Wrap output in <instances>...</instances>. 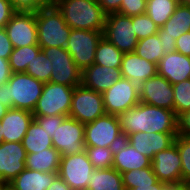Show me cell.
Instances as JSON below:
<instances>
[{"instance_id": "cell-1", "label": "cell", "mask_w": 190, "mask_h": 190, "mask_svg": "<svg viewBox=\"0 0 190 190\" xmlns=\"http://www.w3.org/2000/svg\"><path fill=\"white\" fill-rule=\"evenodd\" d=\"M117 117L125 139L137 132L178 133L177 116L174 111L147 103L139 102Z\"/></svg>"}, {"instance_id": "cell-2", "label": "cell", "mask_w": 190, "mask_h": 190, "mask_svg": "<svg viewBox=\"0 0 190 190\" xmlns=\"http://www.w3.org/2000/svg\"><path fill=\"white\" fill-rule=\"evenodd\" d=\"M71 29L104 31L106 14L97 0H54Z\"/></svg>"}, {"instance_id": "cell-3", "label": "cell", "mask_w": 190, "mask_h": 190, "mask_svg": "<svg viewBox=\"0 0 190 190\" xmlns=\"http://www.w3.org/2000/svg\"><path fill=\"white\" fill-rule=\"evenodd\" d=\"M36 24L40 47L66 48L72 29L54 4L40 7L36 11Z\"/></svg>"}, {"instance_id": "cell-4", "label": "cell", "mask_w": 190, "mask_h": 190, "mask_svg": "<svg viewBox=\"0 0 190 190\" xmlns=\"http://www.w3.org/2000/svg\"><path fill=\"white\" fill-rule=\"evenodd\" d=\"M124 139L118 117L115 115L104 114L85 124V147L115 148Z\"/></svg>"}, {"instance_id": "cell-5", "label": "cell", "mask_w": 190, "mask_h": 190, "mask_svg": "<svg viewBox=\"0 0 190 190\" xmlns=\"http://www.w3.org/2000/svg\"><path fill=\"white\" fill-rule=\"evenodd\" d=\"M11 109H21L33 113L42 94L44 83L25 72L12 73L7 82Z\"/></svg>"}, {"instance_id": "cell-6", "label": "cell", "mask_w": 190, "mask_h": 190, "mask_svg": "<svg viewBox=\"0 0 190 190\" xmlns=\"http://www.w3.org/2000/svg\"><path fill=\"white\" fill-rule=\"evenodd\" d=\"M74 88L52 82L44 83L42 94L38 99L33 115L69 117Z\"/></svg>"}, {"instance_id": "cell-7", "label": "cell", "mask_w": 190, "mask_h": 190, "mask_svg": "<svg viewBox=\"0 0 190 190\" xmlns=\"http://www.w3.org/2000/svg\"><path fill=\"white\" fill-rule=\"evenodd\" d=\"M41 50L52 63L50 82L71 87L82 85V70L65 48L52 46Z\"/></svg>"}, {"instance_id": "cell-8", "label": "cell", "mask_w": 190, "mask_h": 190, "mask_svg": "<svg viewBox=\"0 0 190 190\" xmlns=\"http://www.w3.org/2000/svg\"><path fill=\"white\" fill-rule=\"evenodd\" d=\"M104 114L106 111L102 93L88 89L83 85L74 88L69 117L86 124L95 121Z\"/></svg>"}, {"instance_id": "cell-9", "label": "cell", "mask_w": 190, "mask_h": 190, "mask_svg": "<svg viewBox=\"0 0 190 190\" xmlns=\"http://www.w3.org/2000/svg\"><path fill=\"white\" fill-rule=\"evenodd\" d=\"M102 37L103 31L71 30L65 49L82 71L94 63L95 51Z\"/></svg>"}, {"instance_id": "cell-10", "label": "cell", "mask_w": 190, "mask_h": 190, "mask_svg": "<svg viewBox=\"0 0 190 190\" xmlns=\"http://www.w3.org/2000/svg\"><path fill=\"white\" fill-rule=\"evenodd\" d=\"M94 170L86 151L61 156L58 175L73 190H86Z\"/></svg>"}, {"instance_id": "cell-11", "label": "cell", "mask_w": 190, "mask_h": 190, "mask_svg": "<svg viewBox=\"0 0 190 190\" xmlns=\"http://www.w3.org/2000/svg\"><path fill=\"white\" fill-rule=\"evenodd\" d=\"M132 17L119 13L106 15L103 37L123 53L134 52L138 38L134 32Z\"/></svg>"}, {"instance_id": "cell-12", "label": "cell", "mask_w": 190, "mask_h": 190, "mask_svg": "<svg viewBox=\"0 0 190 190\" xmlns=\"http://www.w3.org/2000/svg\"><path fill=\"white\" fill-rule=\"evenodd\" d=\"M106 114L118 116L140 102L138 85L121 78L102 93Z\"/></svg>"}, {"instance_id": "cell-13", "label": "cell", "mask_w": 190, "mask_h": 190, "mask_svg": "<svg viewBox=\"0 0 190 190\" xmlns=\"http://www.w3.org/2000/svg\"><path fill=\"white\" fill-rule=\"evenodd\" d=\"M84 133V123L66 117L52 136L53 147L61 156L81 153L85 151Z\"/></svg>"}, {"instance_id": "cell-14", "label": "cell", "mask_w": 190, "mask_h": 190, "mask_svg": "<svg viewBox=\"0 0 190 190\" xmlns=\"http://www.w3.org/2000/svg\"><path fill=\"white\" fill-rule=\"evenodd\" d=\"M4 29L13 48L38 45L36 12L16 11Z\"/></svg>"}, {"instance_id": "cell-15", "label": "cell", "mask_w": 190, "mask_h": 190, "mask_svg": "<svg viewBox=\"0 0 190 190\" xmlns=\"http://www.w3.org/2000/svg\"><path fill=\"white\" fill-rule=\"evenodd\" d=\"M140 102L174 111L173 85L160 75L138 86Z\"/></svg>"}, {"instance_id": "cell-16", "label": "cell", "mask_w": 190, "mask_h": 190, "mask_svg": "<svg viewBox=\"0 0 190 190\" xmlns=\"http://www.w3.org/2000/svg\"><path fill=\"white\" fill-rule=\"evenodd\" d=\"M190 31V5L179 3L170 19L158 29L165 54L176 51L175 40Z\"/></svg>"}, {"instance_id": "cell-17", "label": "cell", "mask_w": 190, "mask_h": 190, "mask_svg": "<svg viewBox=\"0 0 190 190\" xmlns=\"http://www.w3.org/2000/svg\"><path fill=\"white\" fill-rule=\"evenodd\" d=\"M26 151L22 142L0 144V180L10 183L26 168Z\"/></svg>"}, {"instance_id": "cell-18", "label": "cell", "mask_w": 190, "mask_h": 190, "mask_svg": "<svg viewBox=\"0 0 190 190\" xmlns=\"http://www.w3.org/2000/svg\"><path fill=\"white\" fill-rule=\"evenodd\" d=\"M151 166L159 181L181 184V158L175 143L155 154Z\"/></svg>"}, {"instance_id": "cell-19", "label": "cell", "mask_w": 190, "mask_h": 190, "mask_svg": "<svg viewBox=\"0 0 190 190\" xmlns=\"http://www.w3.org/2000/svg\"><path fill=\"white\" fill-rule=\"evenodd\" d=\"M177 135L178 133L137 132L130 134L125 140L152 160L155 154L173 145Z\"/></svg>"}, {"instance_id": "cell-20", "label": "cell", "mask_w": 190, "mask_h": 190, "mask_svg": "<svg viewBox=\"0 0 190 190\" xmlns=\"http://www.w3.org/2000/svg\"><path fill=\"white\" fill-rule=\"evenodd\" d=\"M34 115L30 111L9 109L1 119V134L5 142H22Z\"/></svg>"}, {"instance_id": "cell-21", "label": "cell", "mask_w": 190, "mask_h": 190, "mask_svg": "<svg viewBox=\"0 0 190 190\" xmlns=\"http://www.w3.org/2000/svg\"><path fill=\"white\" fill-rule=\"evenodd\" d=\"M122 78L121 69L93 63L82 71V85L88 89L103 93Z\"/></svg>"}, {"instance_id": "cell-22", "label": "cell", "mask_w": 190, "mask_h": 190, "mask_svg": "<svg viewBox=\"0 0 190 190\" xmlns=\"http://www.w3.org/2000/svg\"><path fill=\"white\" fill-rule=\"evenodd\" d=\"M158 75L172 85L190 79V57L178 51L165 54L157 64Z\"/></svg>"}, {"instance_id": "cell-23", "label": "cell", "mask_w": 190, "mask_h": 190, "mask_svg": "<svg viewBox=\"0 0 190 190\" xmlns=\"http://www.w3.org/2000/svg\"><path fill=\"white\" fill-rule=\"evenodd\" d=\"M120 69L122 78L129 79L138 86L158 74L157 64L147 61L135 52L123 54Z\"/></svg>"}, {"instance_id": "cell-24", "label": "cell", "mask_w": 190, "mask_h": 190, "mask_svg": "<svg viewBox=\"0 0 190 190\" xmlns=\"http://www.w3.org/2000/svg\"><path fill=\"white\" fill-rule=\"evenodd\" d=\"M152 160L138 152L125 139L114 148L112 167L119 173L151 166Z\"/></svg>"}, {"instance_id": "cell-25", "label": "cell", "mask_w": 190, "mask_h": 190, "mask_svg": "<svg viewBox=\"0 0 190 190\" xmlns=\"http://www.w3.org/2000/svg\"><path fill=\"white\" fill-rule=\"evenodd\" d=\"M58 172H41L25 168L10 184L16 190H47Z\"/></svg>"}, {"instance_id": "cell-26", "label": "cell", "mask_w": 190, "mask_h": 190, "mask_svg": "<svg viewBox=\"0 0 190 190\" xmlns=\"http://www.w3.org/2000/svg\"><path fill=\"white\" fill-rule=\"evenodd\" d=\"M61 155L54 148H47L38 153L26 155V168L41 172H58L60 167Z\"/></svg>"}, {"instance_id": "cell-27", "label": "cell", "mask_w": 190, "mask_h": 190, "mask_svg": "<svg viewBox=\"0 0 190 190\" xmlns=\"http://www.w3.org/2000/svg\"><path fill=\"white\" fill-rule=\"evenodd\" d=\"M86 190H125L122 174L113 167L94 169Z\"/></svg>"}, {"instance_id": "cell-28", "label": "cell", "mask_w": 190, "mask_h": 190, "mask_svg": "<svg viewBox=\"0 0 190 190\" xmlns=\"http://www.w3.org/2000/svg\"><path fill=\"white\" fill-rule=\"evenodd\" d=\"M22 145L27 154L38 153L53 147L52 137L35 119L30 123L22 140Z\"/></svg>"}, {"instance_id": "cell-29", "label": "cell", "mask_w": 190, "mask_h": 190, "mask_svg": "<svg viewBox=\"0 0 190 190\" xmlns=\"http://www.w3.org/2000/svg\"><path fill=\"white\" fill-rule=\"evenodd\" d=\"M123 54L114 44L102 37L95 51L94 63L106 67L121 68Z\"/></svg>"}, {"instance_id": "cell-30", "label": "cell", "mask_w": 190, "mask_h": 190, "mask_svg": "<svg viewBox=\"0 0 190 190\" xmlns=\"http://www.w3.org/2000/svg\"><path fill=\"white\" fill-rule=\"evenodd\" d=\"M178 0H147L146 14L161 28L174 13Z\"/></svg>"}, {"instance_id": "cell-31", "label": "cell", "mask_w": 190, "mask_h": 190, "mask_svg": "<svg viewBox=\"0 0 190 190\" xmlns=\"http://www.w3.org/2000/svg\"><path fill=\"white\" fill-rule=\"evenodd\" d=\"M162 45V40H159L158 34H154L147 38L138 40L134 52L147 61L158 64L165 55Z\"/></svg>"}, {"instance_id": "cell-32", "label": "cell", "mask_w": 190, "mask_h": 190, "mask_svg": "<svg viewBox=\"0 0 190 190\" xmlns=\"http://www.w3.org/2000/svg\"><path fill=\"white\" fill-rule=\"evenodd\" d=\"M40 50L39 45L13 48L8 60L12 73L26 72L28 63H31Z\"/></svg>"}, {"instance_id": "cell-33", "label": "cell", "mask_w": 190, "mask_h": 190, "mask_svg": "<svg viewBox=\"0 0 190 190\" xmlns=\"http://www.w3.org/2000/svg\"><path fill=\"white\" fill-rule=\"evenodd\" d=\"M51 71V61L47 58L43 51L40 50V52L34 57L31 63H28L25 73L43 83H48L50 82Z\"/></svg>"}, {"instance_id": "cell-34", "label": "cell", "mask_w": 190, "mask_h": 190, "mask_svg": "<svg viewBox=\"0 0 190 190\" xmlns=\"http://www.w3.org/2000/svg\"><path fill=\"white\" fill-rule=\"evenodd\" d=\"M122 179L125 190H131L135 185L155 184L158 181L152 167L124 172Z\"/></svg>"}, {"instance_id": "cell-35", "label": "cell", "mask_w": 190, "mask_h": 190, "mask_svg": "<svg viewBox=\"0 0 190 190\" xmlns=\"http://www.w3.org/2000/svg\"><path fill=\"white\" fill-rule=\"evenodd\" d=\"M85 151L94 169H107L112 167L114 148L85 147Z\"/></svg>"}, {"instance_id": "cell-36", "label": "cell", "mask_w": 190, "mask_h": 190, "mask_svg": "<svg viewBox=\"0 0 190 190\" xmlns=\"http://www.w3.org/2000/svg\"><path fill=\"white\" fill-rule=\"evenodd\" d=\"M174 143L181 158V184L190 185V138L177 135Z\"/></svg>"}, {"instance_id": "cell-37", "label": "cell", "mask_w": 190, "mask_h": 190, "mask_svg": "<svg viewBox=\"0 0 190 190\" xmlns=\"http://www.w3.org/2000/svg\"><path fill=\"white\" fill-rule=\"evenodd\" d=\"M174 112L178 117L184 111L190 109V79L173 84Z\"/></svg>"}, {"instance_id": "cell-38", "label": "cell", "mask_w": 190, "mask_h": 190, "mask_svg": "<svg viewBox=\"0 0 190 190\" xmlns=\"http://www.w3.org/2000/svg\"><path fill=\"white\" fill-rule=\"evenodd\" d=\"M132 25H134L138 40L157 34L159 29L146 13L132 16Z\"/></svg>"}, {"instance_id": "cell-39", "label": "cell", "mask_w": 190, "mask_h": 190, "mask_svg": "<svg viewBox=\"0 0 190 190\" xmlns=\"http://www.w3.org/2000/svg\"><path fill=\"white\" fill-rule=\"evenodd\" d=\"M15 11L36 12L40 7L49 6L54 0H9Z\"/></svg>"}, {"instance_id": "cell-40", "label": "cell", "mask_w": 190, "mask_h": 190, "mask_svg": "<svg viewBox=\"0 0 190 190\" xmlns=\"http://www.w3.org/2000/svg\"><path fill=\"white\" fill-rule=\"evenodd\" d=\"M147 0H123L119 14L125 16H136L146 13Z\"/></svg>"}, {"instance_id": "cell-41", "label": "cell", "mask_w": 190, "mask_h": 190, "mask_svg": "<svg viewBox=\"0 0 190 190\" xmlns=\"http://www.w3.org/2000/svg\"><path fill=\"white\" fill-rule=\"evenodd\" d=\"M67 116H34V119L48 132V135L53 136L57 126L63 122Z\"/></svg>"}, {"instance_id": "cell-42", "label": "cell", "mask_w": 190, "mask_h": 190, "mask_svg": "<svg viewBox=\"0 0 190 190\" xmlns=\"http://www.w3.org/2000/svg\"><path fill=\"white\" fill-rule=\"evenodd\" d=\"M178 135L190 138V109L177 117Z\"/></svg>"}, {"instance_id": "cell-43", "label": "cell", "mask_w": 190, "mask_h": 190, "mask_svg": "<svg viewBox=\"0 0 190 190\" xmlns=\"http://www.w3.org/2000/svg\"><path fill=\"white\" fill-rule=\"evenodd\" d=\"M16 11L9 0H0V28H4Z\"/></svg>"}, {"instance_id": "cell-44", "label": "cell", "mask_w": 190, "mask_h": 190, "mask_svg": "<svg viewBox=\"0 0 190 190\" xmlns=\"http://www.w3.org/2000/svg\"><path fill=\"white\" fill-rule=\"evenodd\" d=\"M13 46L4 28H0V57L9 60Z\"/></svg>"}, {"instance_id": "cell-45", "label": "cell", "mask_w": 190, "mask_h": 190, "mask_svg": "<svg viewBox=\"0 0 190 190\" xmlns=\"http://www.w3.org/2000/svg\"><path fill=\"white\" fill-rule=\"evenodd\" d=\"M176 51L190 57V31L175 40Z\"/></svg>"}, {"instance_id": "cell-46", "label": "cell", "mask_w": 190, "mask_h": 190, "mask_svg": "<svg viewBox=\"0 0 190 190\" xmlns=\"http://www.w3.org/2000/svg\"><path fill=\"white\" fill-rule=\"evenodd\" d=\"M123 0H97L106 15L118 13Z\"/></svg>"}, {"instance_id": "cell-47", "label": "cell", "mask_w": 190, "mask_h": 190, "mask_svg": "<svg viewBox=\"0 0 190 190\" xmlns=\"http://www.w3.org/2000/svg\"><path fill=\"white\" fill-rule=\"evenodd\" d=\"M12 71L7 59L0 57V85L7 84L11 78Z\"/></svg>"}, {"instance_id": "cell-48", "label": "cell", "mask_w": 190, "mask_h": 190, "mask_svg": "<svg viewBox=\"0 0 190 190\" xmlns=\"http://www.w3.org/2000/svg\"><path fill=\"white\" fill-rule=\"evenodd\" d=\"M0 104L7 106L11 109V98H9V85H0Z\"/></svg>"}, {"instance_id": "cell-49", "label": "cell", "mask_w": 190, "mask_h": 190, "mask_svg": "<svg viewBox=\"0 0 190 190\" xmlns=\"http://www.w3.org/2000/svg\"><path fill=\"white\" fill-rule=\"evenodd\" d=\"M166 185L167 183L158 180L155 184L135 185L131 190H163Z\"/></svg>"}, {"instance_id": "cell-50", "label": "cell", "mask_w": 190, "mask_h": 190, "mask_svg": "<svg viewBox=\"0 0 190 190\" xmlns=\"http://www.w3.org/2000/svg\"><path fill=\"white\" fill-rule=\"evenodd\" d=\"M47 190H73L70 188L64 180L58 175L53 183L48 187Z\"/></svg>"}, {"instance_id": "cell-51", "label": "cell", "mask_w": 190, "mask_h": 190, "mask_svg": "<svg viewBox=\"0 0 190 190\" xmlns=\"http://www.w3.org/2000/svg\"><path fill=\"white\" fill-rule=\"evenodd\" d=\"M163 190H185L184 184H167Z\"/></svg>"}, {"instance_id": "cell-52", "label": "cell", "mask_w": 190, "mask_h": 190, "mask_svg": "<svg viewBox=\"0 0 190 190\" xmlns=\"http://www.w3.org/2000/svg\"><path fill=\"white\" fill-rule=\"evenodd\" d=\"M8 110L9 108L7 106L0 104V120L7 113Z\"/></svg>"}, {"instance_id": "cell-53", "label": "cell", "mask_w": 190, "mask_h": 190, "mask_svg": "<svg viewBox=\"0 0 190 190\" xmlns=\"http://www.w3.org/2000/svg\"><path fill=\"white\" fill-rule=\"evenodd\" d=\"M4 190H16L10 183H8L5 187Z\"/></svg>"}, {"instance_id": "cell-54", "label": "cell", "mask_w": 190, "mask_h": 190, "mask_svg": "<svg viewBox=\"0 0 190 190\" xmlns=\"http://www.w3.org/2000/svg\"><path fill=\"white\" fill-rule=\"evenodd\" d=\"M8 183L3 182L0 180V190H4V187L7 185Z\"/></svg>"}, {"instance_id": "cell-55", "label": "cell", "mask_w": 190, "mask_h": 190, "mask_svg": "<svg viewBox=\"0 0 190 190\" xmlns=\"http://www.w3.org/2000/svg\"><path fill=\"white\" fill-rule=\"evenodd\" d=\"M178 1L181 4H189L190 5V0H178Z\"/></svg>"}, {"instance_id": "cell-56", "label": "cell", "mask_w": 190, "mask_h": 190, "mask_svg": "<svg viewBox=\"0 0 190 190\" xmlns=\"http://www.w3.org/2000/svg\"><path fill=\"white\" fill-rule=\"evenodd\" d=\"M0 126H1V120H0ZM3 135L1 134V130H0V144L3 142Z\"/></svg>"}, {"instance_id": "cell-57", "label": "cell", "mask_w": 190, "mask_h": 190, "mask_svg": "<svg viewBox=\"0 0 190 190\" xmlns=\"http://www.w3.org/2000/svg\"><path fill=\"white\" fill-rule=\"evenodd\" d=\"M185 190H190V185H185Z\"/></svg>"}]
</instances>
